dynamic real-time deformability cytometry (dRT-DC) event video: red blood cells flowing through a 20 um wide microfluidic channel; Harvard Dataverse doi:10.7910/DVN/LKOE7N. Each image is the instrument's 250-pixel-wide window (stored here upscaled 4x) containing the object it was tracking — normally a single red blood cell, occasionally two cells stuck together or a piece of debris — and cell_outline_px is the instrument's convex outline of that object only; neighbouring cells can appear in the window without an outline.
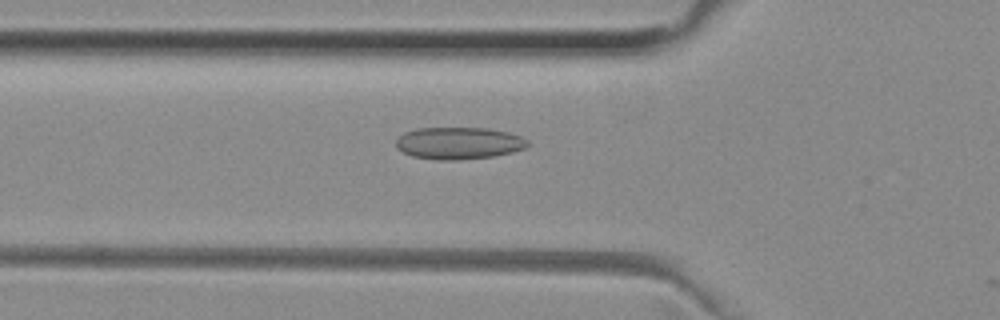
{"species": "common noctule bat (a hibernating species)", "species_latin": "Nyctalus noctula", "temperature_condition": "room temperature", "stored_images_in_passage": 19, "camera_frame_rate_fps": 3000, "um_per_image_px": 0.085, "animal": {"sex": "female", "body_mass_g": 29.2, "forearm_length_mm": 56.3}, "frame": {"image": 1, "passage_image": 18, "time_ms": 5.667, "image_size_px": [1000, 320], "cell_outline_px": [[528, 144], [524, 148], [512, 152], [492, 156], [456, 160], [436, 160], [412, 156], [396, 148], [396, 140], [404, 132], [416, 128], [488, 128], [508, 132], [520, 136], [528, 140]], "centroid_in_image_um": [38.97, 12.16], "position_along_channel_um": 86.8, "area_um2": 24.57}}